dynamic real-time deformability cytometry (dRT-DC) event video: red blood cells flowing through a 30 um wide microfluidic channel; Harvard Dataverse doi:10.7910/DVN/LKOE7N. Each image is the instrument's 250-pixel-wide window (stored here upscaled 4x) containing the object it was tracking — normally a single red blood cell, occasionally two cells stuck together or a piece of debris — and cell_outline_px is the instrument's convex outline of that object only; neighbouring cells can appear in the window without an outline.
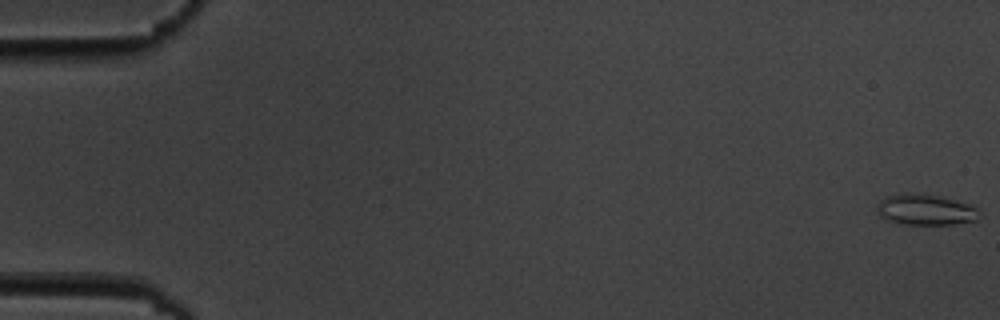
{"species": "common noctule bat (a hibernating species)", "species_latin": "Nyctalus noctula", "temperature_condition": "cold", "stored_images_in_passage": 5, "camera_frame_rate_fps": 3000, "um_per_image_px": 0.085, "animal": {"sex": "male", "body_mass_g": 19.5, "forearm_length_mm": 54.6}, "frame": {"image": 1, "passage_image": 1, "time_ms": 0.0, "image_size_px": [1000, 320], "cell_outline_px": [[976, 220], [952, 224], [904, 224], [888, 220], [880, 216], [876, 212], [876, 204], [880, 200], [888, 196], [900, 192], [908, 192], [936, 196], [956, 200], [968, 204], [976, 208]], "centroid_in_image_um": [78.56, 17.81], "position_along_channel_um": 6.4, "area_um2": 18.15}}
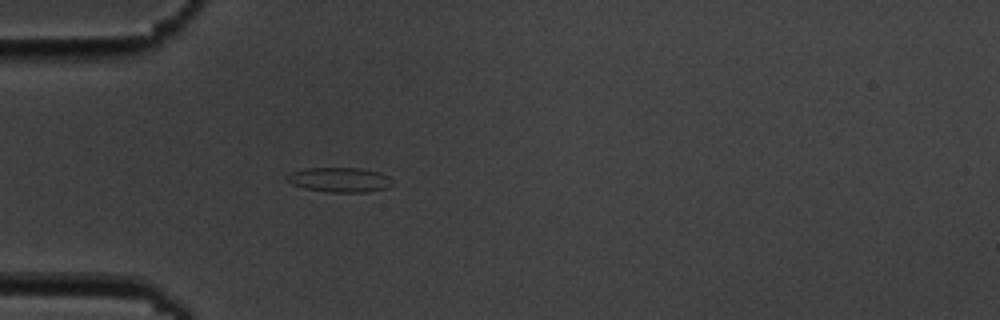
{"frame": {"image": 2, "passage_image": 5, "time_ms": 5.667, "image_size_px": [1000, 320], "cell_outline_px": [[396, 184], [388, 188], [368, 192], [332, 192], [304, 188], [292, 184], [284, 180], [284, 176], [292, 172], [304, 168], [360, 168], [380, 172], [388, 176]], "centroid_in_image_um": [28.89, 15.28], "position_along_channel_um": 56.1, "area_um2": 15.43}}